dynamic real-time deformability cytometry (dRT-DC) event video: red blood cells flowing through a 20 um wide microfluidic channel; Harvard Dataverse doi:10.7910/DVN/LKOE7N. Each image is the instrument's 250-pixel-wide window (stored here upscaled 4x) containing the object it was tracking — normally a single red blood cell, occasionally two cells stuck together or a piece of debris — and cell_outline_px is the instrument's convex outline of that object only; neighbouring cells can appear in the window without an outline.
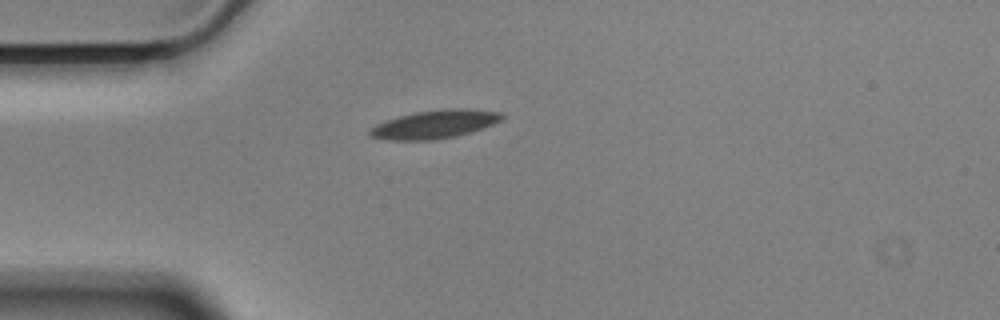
{"species": "Egyptian fruit bat (a non-hibernating species)", "species_latin": "Rousettus aegyptiacus", "temperature_condition": "cold", "stored_images_in_passage": 43, "camera_frame_rate_fps": 3000, "um_per_image_px": 0.085, "animal": {"sex": "male"}, "frame": {"image": 1, "passage_image": 1, "time_ms": 0.0, "image_size_px": [1000, 320], "cell_outline_px": [[504, 116], [500, 120], [492, 124], [472, 132], [456, 136], [432, 140], [388, 140], [368, 136], [368, 132], [376, 124], [400, 116], [416, 112], [444, 108], [472, 108], [500, 112]], "centroid_in_image_um": [36.96, 10.56], "position_along_channel_um": 48.0, "area_um2": 21.79}}
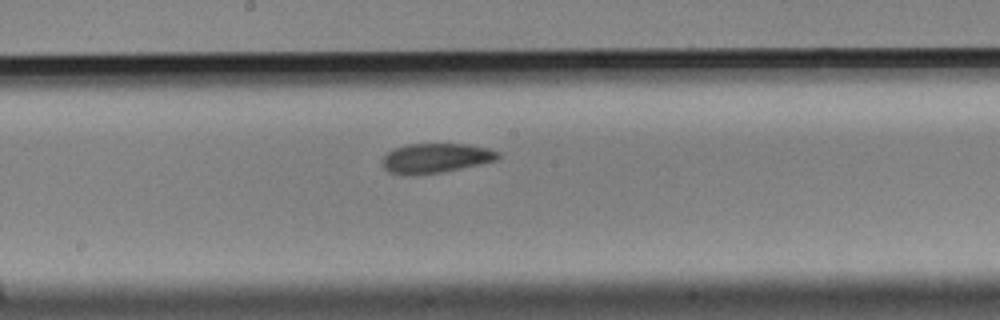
{"frame": {"image": 2, "passage_image": 16, "time_ms": 5.0, "image_size_px": [1000, 320], "cell_outline_px": [[500, 156], [496, 160], [480, 164], [440, 172], [416, 176], [412, 176], [388, 172], [384, 168], [380, 160], [388, 152], [396, 148], [408, 144], [468, 144], [488, 148], [500, 152]], "centroid_in_image_um": [37.01, 13.45], "position_along_channel_um": 211.2, "area_um2": 20.06}}
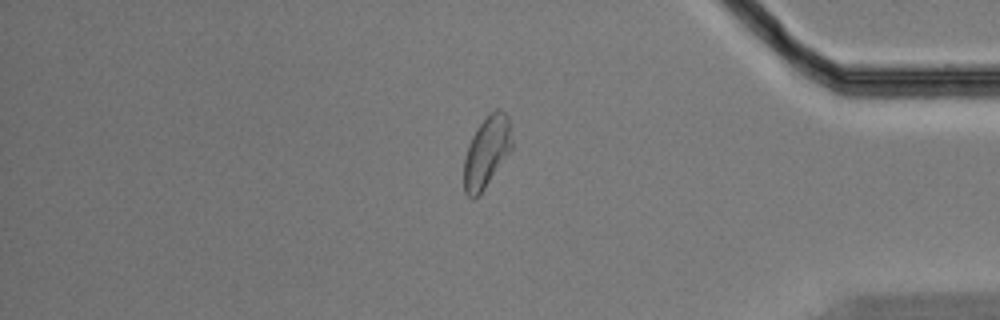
{"frame": {"image": 3, "passage_image": 34, "time_ms": 11.0, "image_size_px": [1000, 320], "cell_outline_px": [[512, 148], [480, 196], [472, 200], [464, 192], [464, 160], [468, 144], [476, 128], [488, 112], [496, 108], [500, 108], [508, 116], [512, 140]], "centroid_in_image_um": [41.35, 12.91], "position_along_channel_um": 393.8, "area_um2": 20.23}, "authors_computed_cell_mechanics": {"area_um2": 20.5768, "velocity_mm_per_s": 3.507, "shape_relaxation_time_tau1_ms": null, "shape_relaxation_time_tau2_ms": 5.0327, "deformation_change_tau1": null, "deformation_change_tau2": 0.0959}}